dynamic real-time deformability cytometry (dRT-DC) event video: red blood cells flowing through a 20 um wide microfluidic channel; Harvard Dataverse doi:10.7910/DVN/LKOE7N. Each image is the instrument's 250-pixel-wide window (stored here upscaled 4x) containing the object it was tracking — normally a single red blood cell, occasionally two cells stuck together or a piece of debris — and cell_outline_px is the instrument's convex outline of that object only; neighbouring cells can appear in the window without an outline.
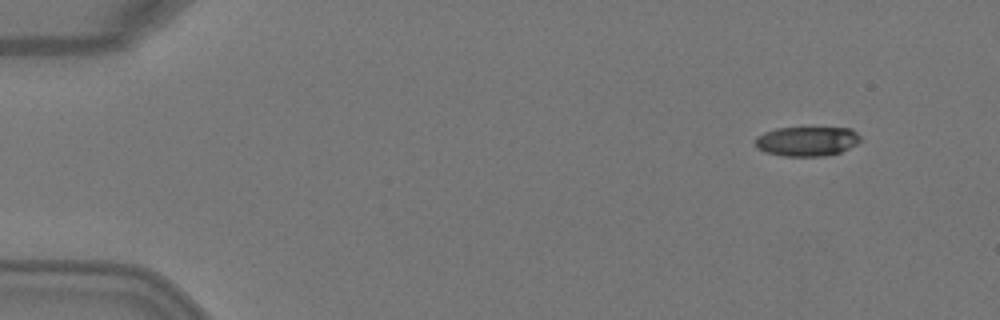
{"species": "Egyptian fruit bat (a non-hibernating species)", "species_latin": "Rousettus aegyptiacus", "temperature_condition": "warm", "stored_images_in_passage": 4, "camera_frame_rate_fps": 3000, "um_per_image_px": 0.085, "animal": {"sex": "female"}, "frame": {"image": 1, "passage_image": 1, "time_ms": 0.0, "image_size_px": [1000, 320], "cell_outline_px": [[860, 140], [856, 144], [840, 152], [824, 156], [784, 156], [764, 152], [756, 144], [756, 136], [764, 132], [776, 128], [852, 128], [860, 136]], "centroid_in_image_um": [68.59, 12.0], "position_along_channel_um": 16.4, "area_um2": 17.98}}
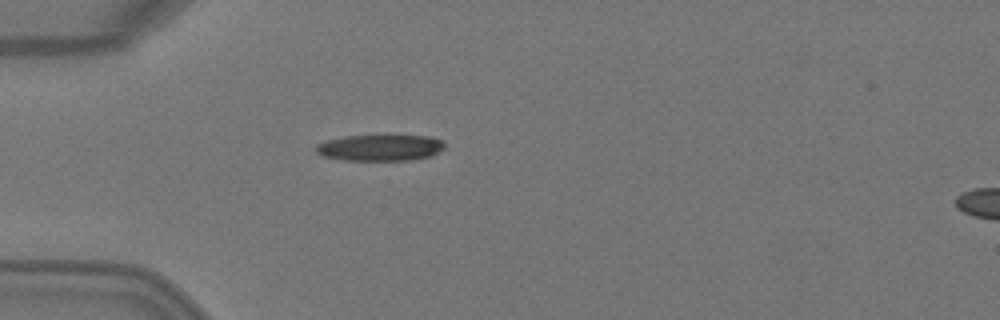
{"frame": {"image": 2, "passage_image": 4, "time_ms": 1.0, "image_size_px": [1000, 320], "cell_outline_px": [[444, 148], [432, 156], [412, 160], [344, 160], [324, 156], [316, 152], [312, 148], [316, 144], [328, 140], [344, 136], [428, 136], [444, 140]], "centroid_in_image_um": [32.31, 12.56], "position_along_channel_um": 52.7, "area_um2": 19.71}}